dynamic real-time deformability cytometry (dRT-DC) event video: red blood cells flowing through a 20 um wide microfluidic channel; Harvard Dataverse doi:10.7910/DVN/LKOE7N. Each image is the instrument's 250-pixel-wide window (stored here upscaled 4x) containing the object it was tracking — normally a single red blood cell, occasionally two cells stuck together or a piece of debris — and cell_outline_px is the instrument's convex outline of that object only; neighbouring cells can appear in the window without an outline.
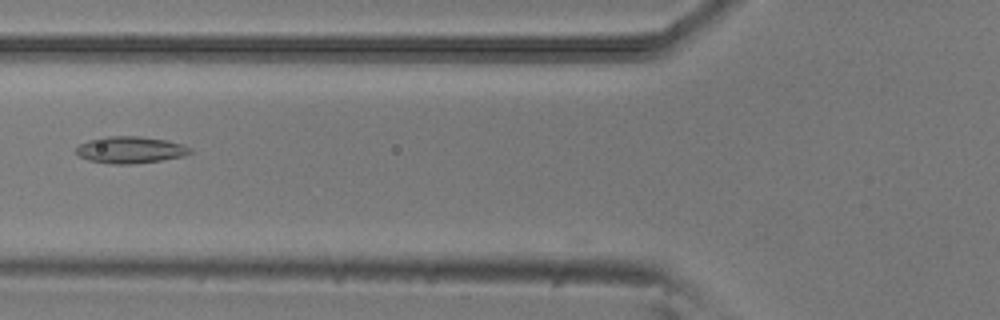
{"species": "common noctule bat (a hibernating species)", "species_latin": "Nyctalus noctula", "temperature_condition": "room temperature", "stored_images_in_passage": 35, "camera_frame_rate_fps": 3000, "um_per_image_px": 0.085, "animal": {"sex": "male", "body_mass_g": 20.5, "forearm_length_mm": 52.5}, "frame": {"image": 1, "passage_image": 3, "time_ms": 0.667, "image_size_px": [1000, 320], "cell_outline_px": [[192, 152], [184, 156], [160, 160], [132, 164], [112, 164], [88, 160], [80, 156], [76, 152], [76, 148], [80, 144], [88, 140], [104, 136], [140, 136], [164, 140], [184, 144], [192, 148]], "centroid_in_image_um": [11.09, 12.73], "position_along_channel_um": 114.7, "area_um2": 17.8}}
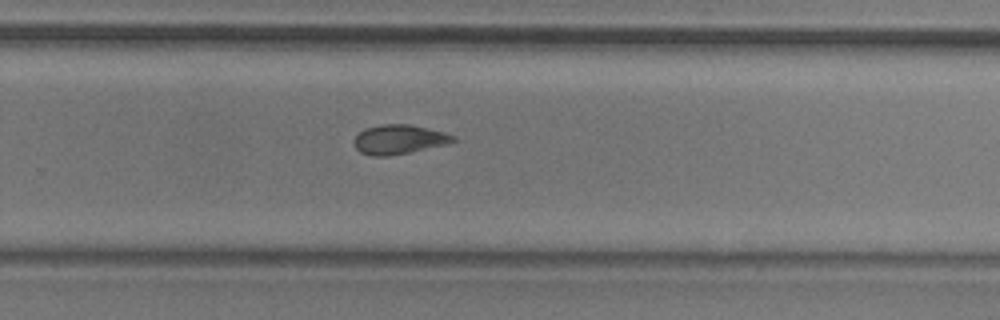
{"frame": {"image": 2, "passage_image": 17, "time_ms": 5.333, "image_size_px": [1000, 320], "cell_outline_px": [[456, 140], [448, 144], [388, 156], [372, 156], [360, 152], [356, 148], [352, 140], [364, 128], [380, 124], [408, 124], [428, 128], [444, 132], [456, 136]], "centroid_in_image_um": [33.9, 11.84], "position_along_channel_um": 295.9, "area_um2": 16.99}}
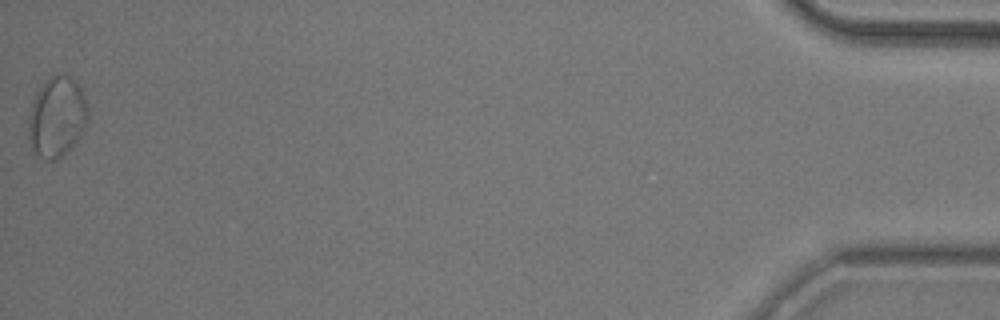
{"frame": {"image": 3, "passage_image": 35, "time_ms": 11.333, "image_size_px": [1000, 320], "cell_outline_px": [[88, 120], [80, 136], [56, 160], [44, 160], [36, 156], [32, 152], [28, 136], [28, 116], [36, 92], [52, 76], [68, 76], [76, 80], [80, 88], [88, 108]], "centroid_in_image_um": [4.81, 9.98], "position_along_channel_um": 430.4, "area_um2": 27.57}, "authors_computed_cell_mechanics": {"area_um2": 17.051, "velocity_mm_per_s": 3.8685, "shape_relaxation_time_tau1_ms": 5.9723, "shape_relaxation_time_tau2_ms": 2.9177, "deformation_change_tau1": 0.1267, "deformation_change_tau2": 0.068}}